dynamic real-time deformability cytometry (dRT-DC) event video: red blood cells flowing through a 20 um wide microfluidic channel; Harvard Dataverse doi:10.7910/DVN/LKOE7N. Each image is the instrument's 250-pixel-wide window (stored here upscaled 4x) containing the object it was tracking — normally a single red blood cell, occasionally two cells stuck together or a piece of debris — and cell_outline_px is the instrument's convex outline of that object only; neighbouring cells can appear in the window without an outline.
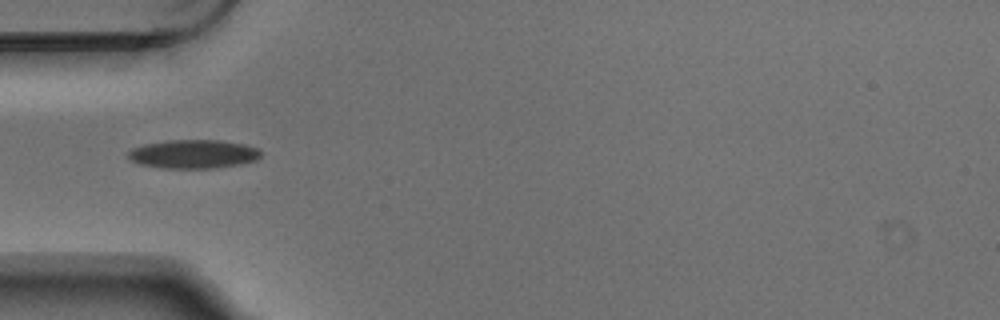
{"species": "Egyptian fruit bat (a non-hibernating species)", "species_latin": "Rousettus aegyptiacus", "temperature_condition": "warm", "stored_images_in_passage": 3, "camera_frame_rate_fps": 3000, "um_per_image_px": 0.085, "animal": {"sex": "male"}, "frame": {"image": 1, "passage_image": 1, "time_ms": 0.0, "image_size_px": [1000, 320], "cell_outline_px": [[260, 156], [256, 160], [240, 164], [212, 168], [164, 168], [140, 164], [128, 160], [128, 152], [132, 148], [144, 144], [168, 140], [220, 140], [244, 144], [260, 148]], "centroid_in_image_um": [16.43, 13.09], "position_along_channel_um": 68.6, "area_um2": 22.25}}
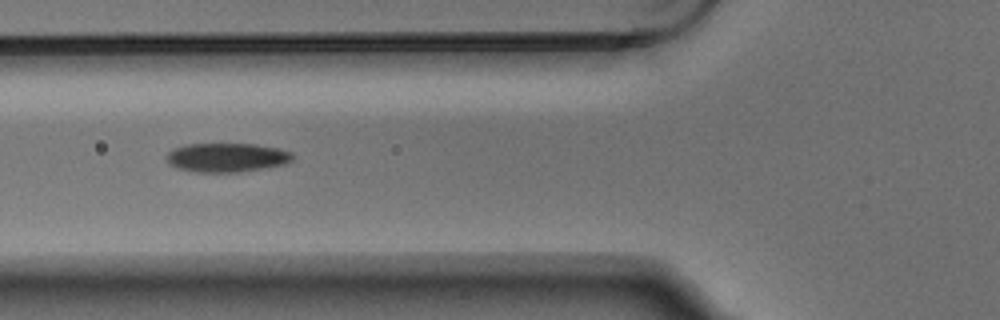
{"frame": {"image": 2, "passage_image": 2, "time_ms": 0.333, "image_size_px": [1000, 320], "cell_outline_px": [[292, 160], [288, 164], [240, 172], [196, 172], [176, 168], [168, 164], [164, 156], [168, 152], [176, 148], [188, 144], [256, 144], [276, 148], [292, 152]], "centroid_in_image_um": [19.26, 13.4], "position_along_channel_um": 106.5, "area_um2": 21.44}}
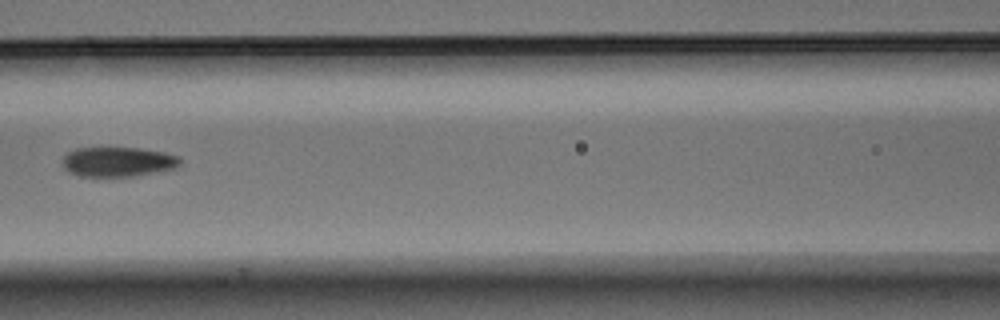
{"frame": {"image": 3, "passage_image": 3, "time_ms": 0.667, "image_size_px": [1000, 320], "cell_outline_px": [[180, 164], [176, 168], [136, 176], [76, 176], [68, 172], [60, 164], [64, 156], [68, 152], [76, 148], [140, 148], [164, 152], [180, 156]], "centroid_in_image_um": [10.0, 13.76], "position_along_channel_um": 156.6, "area_um2": 20.58}}